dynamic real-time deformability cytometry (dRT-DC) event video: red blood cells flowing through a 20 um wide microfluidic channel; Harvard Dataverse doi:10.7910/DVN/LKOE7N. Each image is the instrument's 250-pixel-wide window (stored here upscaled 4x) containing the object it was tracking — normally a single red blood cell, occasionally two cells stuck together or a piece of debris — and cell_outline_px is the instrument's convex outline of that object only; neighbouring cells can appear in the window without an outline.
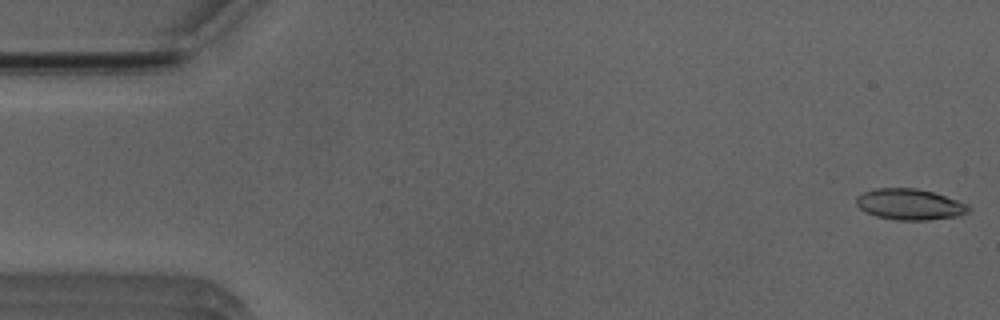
{"species": "Egyptian fruit bat (a non-hibernating species)", "species_latin": "Rousettus aegyptiacus", "temperature_condition": "room temperature", "stored_images_in_passage": 51, "camera_frame_rate_fps": 3000, "um_per_image_px": 0.085, "animal": {"sex": "male"}, "frame": {"image": 1, "passage_image": 1, "time_ms": 0.0, "image_size_px": [1000, 320], "cell_outline_px": [[972, 208], [968, 212], [956, 216], [928, 220], [896, 220], [876, 216], [864, 212], [856, 204], [856, 196], [864, 192], [876, 188], [916, 188], [932, 192], [968, 204]], "centroid_in_image_um": [77.3, 17.37], "position_along_channel_um": 7.7, "area_um2": 20.23}}
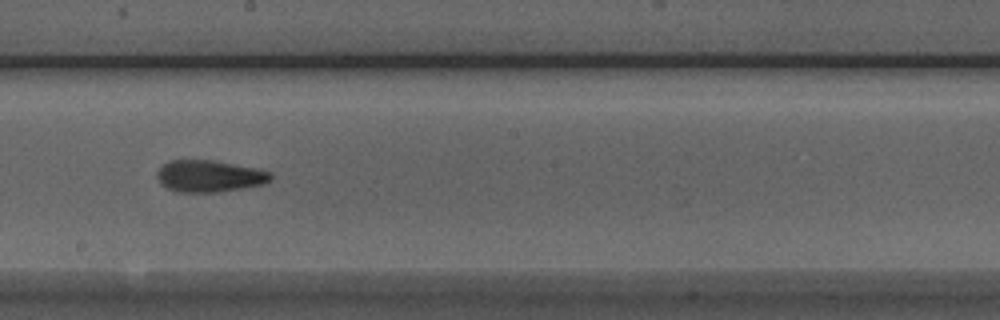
{"frame": {"image": 2, "passage_image": 28, "time_ms": 9.0, "image_size_px": [1000, 320], "cell_outline_px": [[272, 180], [264, 184], [244, 188], [216, 192], [176, 192], [160, 184], [156, 176], [156, 172], [164, 164], [172, 160], [212, 160], [256, 168], [272, 172]], "centroid_in_image_um": [17.81, 14.97], "position_along_channel_um": 230.4, "area_um2": 21.15}}
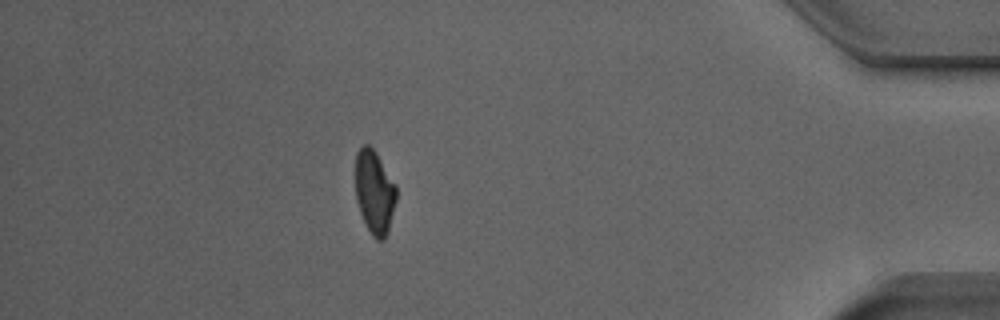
{"frame": {"image": 3, "passage_image": 45, "time_ms": 14.667, "image_size_px": [1000, 320], "cell_outline_px": [[396, 200], [388, 232], [384, 240], [376, 240], [372, 236], [360, 212], [356, 200], [356, 152], [364, 144], [368, 144], [376, 152], [396, 184]], "centroid_in_image_um": [31.84, 16.32], "position_along_channel_um": 403.4, "area_um2": 19.88}, "authors_computed_cell_mechanics": {"area_um2": 20.5768, "velocity_mm_per_s": 3.9525, "shape_relaxation_time_tau1_ms": null, "shape_relaxation_time_tau2_ms": 2.2057, "deformation_change_tau1": null, "deformation_change_tau2": 0.0979}}